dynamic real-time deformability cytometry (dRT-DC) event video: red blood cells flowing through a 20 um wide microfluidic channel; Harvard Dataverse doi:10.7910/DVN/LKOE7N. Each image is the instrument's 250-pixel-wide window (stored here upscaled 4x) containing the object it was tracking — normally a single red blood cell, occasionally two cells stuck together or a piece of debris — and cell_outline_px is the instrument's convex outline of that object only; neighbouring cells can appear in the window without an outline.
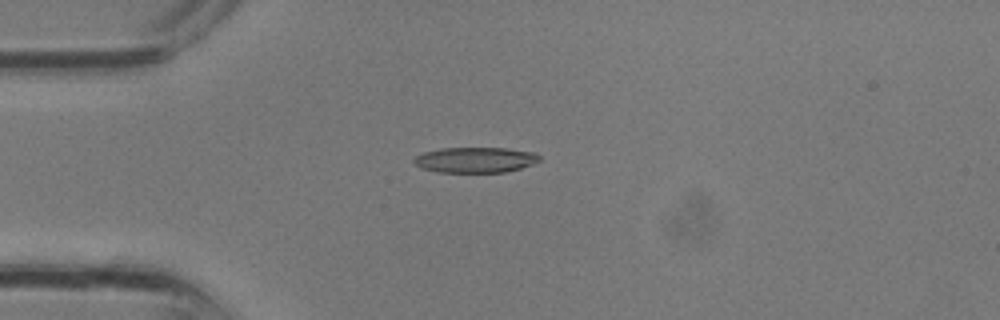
{"species": "common noctule bat (a hibernating species)", "species_latin": "Nyctalus noctula", "temperature_condition": "room temperature", "stored_images_in_passage": 25, "camera_frame_rate_fps": 3000, "um_per_image_px": 0.085, "animal": {"sex": "male", "body_mass_g": 13.3}, "frame": {"image": 1, "passage_image": 1, "time_ms": 0.0, "image_size_px": [1000, 320], "cell_outline_px": [[540, 160], [532, 164], [520, 168], [504, 172], [440, 172], [424, 168], [416, 164], [412, 160], [416, 156], [424, 152], [440, 148], [508, 148], [536, 152], [540, 156]], "centroid_in_image_um": [40.44, 13.58], "position_along_channel_um": 44.6, "area_um2": 18.55}}
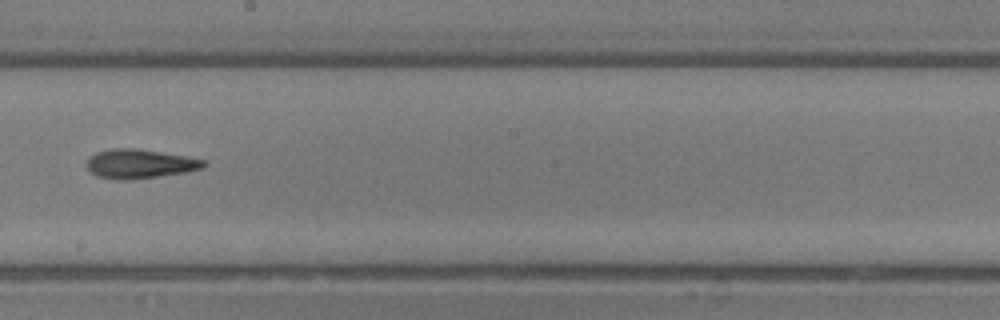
{"frame": {"image": 2, "passage_image": 11, "time_ms": 3.333, "image_size_px": [1000, 320], "cell_outline_px": [[208, 164], [204, 168], [184, 172], [132, 180], [116, 180], [96, 176], [88, 168], [88, 156], [96, 152], [112, 148], [136, 148], [188, 156], [204, 160]], "centroid_in_image_um": [11.89, 13.92], "position_along_channel_um": 236.3, "area_um2": 20.0}}
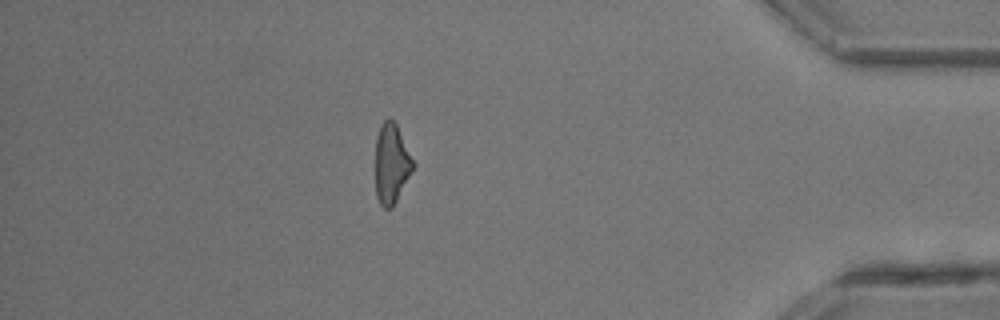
{"frame": {"image": 3, "passage_image": 21, "time_ms": 6.667, "image_size_px": [1000, 320], "cell_outline_px": [[416, 164], [412, 172], [392, 208], [384, 208], [380, 204], [376, 196], [376, 136], [380, 124], [388, 116], [396, 124]], "centroid_in_image_um": [33.28, 13.89], "position_along_channel_um": 401.9, "area_um2": 17.63}}